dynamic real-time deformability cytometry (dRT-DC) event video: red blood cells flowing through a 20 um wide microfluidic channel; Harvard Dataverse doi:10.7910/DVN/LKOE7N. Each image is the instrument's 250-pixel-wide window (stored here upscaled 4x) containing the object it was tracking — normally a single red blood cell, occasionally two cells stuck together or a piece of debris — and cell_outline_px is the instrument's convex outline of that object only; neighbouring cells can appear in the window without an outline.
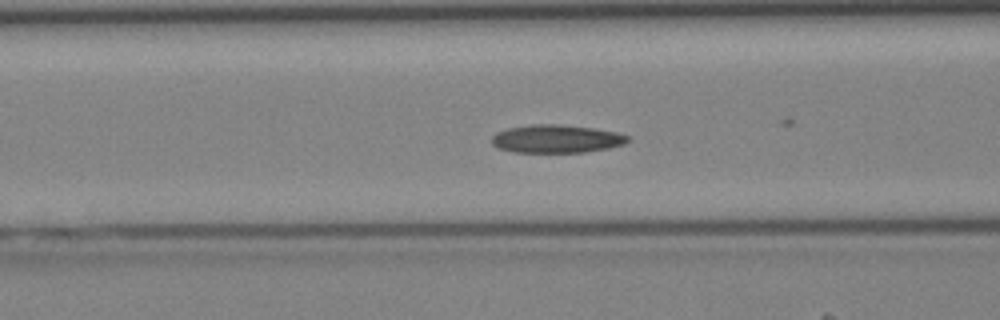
{"species": "Egyptian fruit bat (a non-hibernating species)", "species_latin": "Rousettus aegyptiacus", "temperature_condition": "cold", "stored_images_in_passage": 35, "camera_frame_rate_fps": 3000, "um_per_image_px": 0.085, "animal": {"sex": "female"}, "frame": {"image": 1, "passage_image": 17, "time_ms": 5.333, "image_size_px": [1000, 320], "cell_outline_px": [[628, 140], [624, 144], [608, 148], [584, 152], [516, 152], [500, 148], [492, 144], [492, 136], [496, 132], [508, 128], [532, 124], [560, 124], [592, 128], [616, 132], [628, 136]], "centroid_in_image_um": [47.28, 11.79], "position_along_channel_um": 119.3, "area_um2": 22.08}}
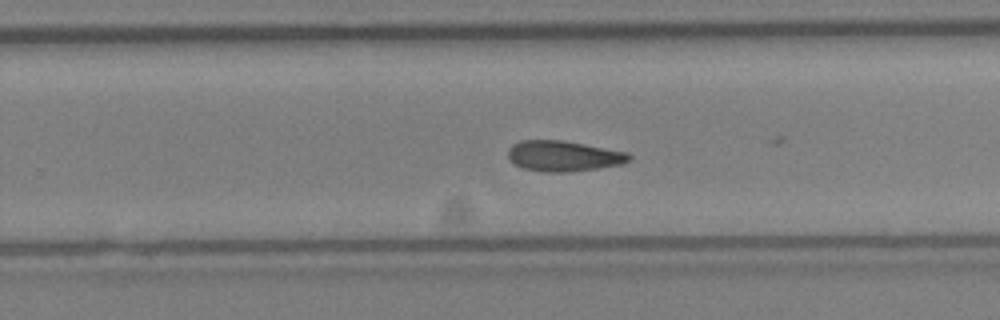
{"frame": {"image": 2, "passage_image": 27, "time_ms": 8.667, "image_size_px": [1000, 320], "cell_outline_px": [[632, 156], [628, 160], [620, 164], [596, 168], [564, 172], [548, 172], [524, 168], [516, 164], [508, 156], [508, 148], [512, 144], [520, 140], [564, 140], [628, 152]], "centroid_in_image_um": [47.89, 13.24], "position_along_channel_um": 281.9, "area_um2": 21.33}}
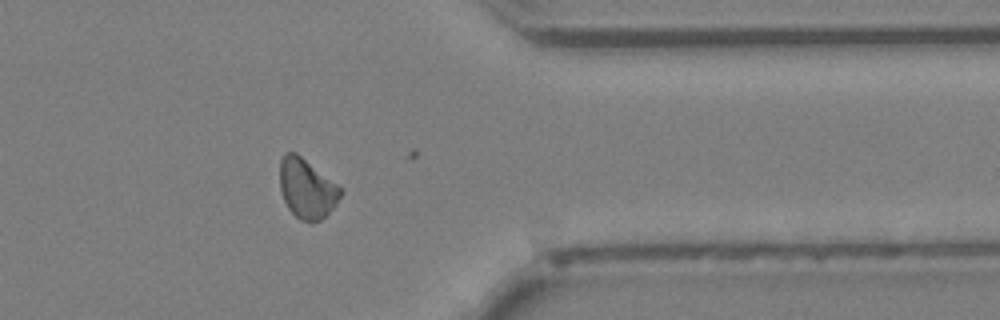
{"frame": {"image": 3, "passage_image": 34, "time_ms": 11.0, "image_size_px": [1000, 320], "cell_outline_px": [[344, 192], [336, 204], [320, 220], [312, 224], [300, 220], [288, 208], [284, 200], [280, 188], [280, 160], [284, 152], [296, 152], [336, 184]], "centroid_in_image_um": [26.06, 16.04], "position_along_channel_um": 385.3, "area_um2": 20.98}}